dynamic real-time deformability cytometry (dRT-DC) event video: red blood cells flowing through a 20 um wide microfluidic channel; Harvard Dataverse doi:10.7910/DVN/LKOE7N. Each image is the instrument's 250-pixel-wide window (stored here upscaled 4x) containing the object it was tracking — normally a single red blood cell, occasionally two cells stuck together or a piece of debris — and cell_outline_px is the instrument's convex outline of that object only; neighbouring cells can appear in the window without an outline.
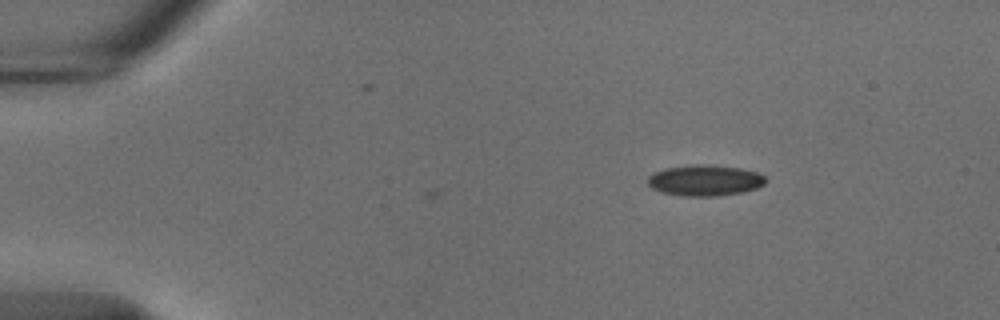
{"species": "common noctule bat (a hibernating species)", "species_latin": "Nyctalus noctula", "temperature_condition": "cold", "stored_images_in_passage": 3, "camera_frame_rate_fps": 3000, "um_per_image_px": 0.085, "animal": {"sex": "male", "body_mass_g": 18.8}, "frame": {"image": 1, "passage_image": 3, "time_ms": 0.667, "image_size_px": [1000, 320], "cell_outline_px": [[764, 184], [756, 188], [740, 192], [716, 196], [680, 196], [660, 192], [652, 188], [648, 184], [648, 176], [652, 172], [664, 168], [696, 164], [700, 164], [740, 168], [756, 172], [764, 176]], "centroid_in_image_um": [59.84, 15.33], "position_along_channel_um": 25.2, "area_um2": 21.15}}